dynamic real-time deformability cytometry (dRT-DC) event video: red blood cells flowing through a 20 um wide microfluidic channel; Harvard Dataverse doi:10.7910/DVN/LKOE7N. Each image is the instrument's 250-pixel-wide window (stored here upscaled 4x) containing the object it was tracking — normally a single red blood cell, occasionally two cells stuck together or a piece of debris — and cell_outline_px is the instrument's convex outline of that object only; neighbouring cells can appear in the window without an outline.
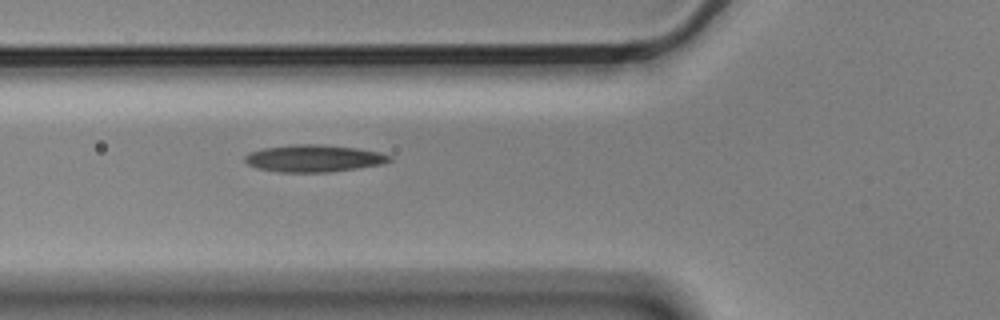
{"species": "Egyptian fruit bat (a non-hibernating species)", "species_latin": "Rousettus aegyptiacus", "temperature_condition": "cold", "stored_images_in_passage": 6, "camera_frame_rate_fps": 3000, "um_per_image_px": 0.085, "animal": {"sex": "male"}, "frame": {"image": 1, "passage_image": 6, "time_ms": 1.667, "image_size_px": [1000, 320], "cell_outline_px": [[392, 160], [380, 164], [356, 168], [328, 172], [280, 172], [256, 168], [248, 164], [244, 160], [244, 156], [252, 152], [264, 148], [296, 144], [316, 144], [356, 148], [380, 152], [392, 156]], "centroid_in_image_um": [26.67, 13.46], "position_along_channel_um": 99.1, "area_um2": 22.6}}